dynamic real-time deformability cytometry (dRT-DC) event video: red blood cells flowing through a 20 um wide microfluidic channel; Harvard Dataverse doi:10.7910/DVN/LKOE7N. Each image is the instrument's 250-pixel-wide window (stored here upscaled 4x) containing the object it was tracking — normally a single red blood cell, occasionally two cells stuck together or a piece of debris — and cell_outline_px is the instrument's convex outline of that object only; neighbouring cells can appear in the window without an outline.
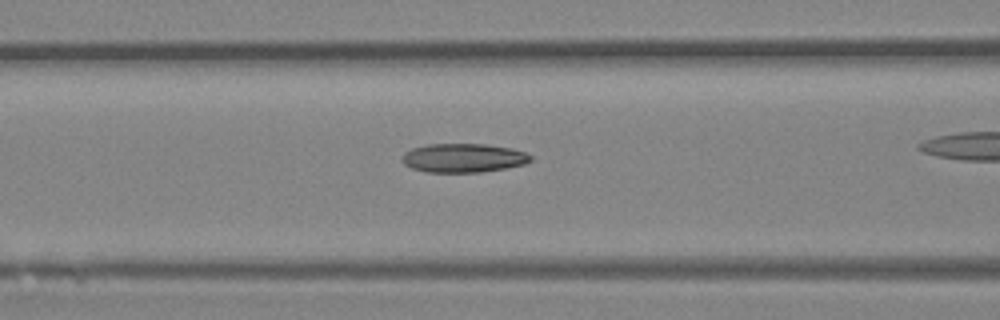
{"species": "Egyptian fruit bat (a non-hibernating species)", "species_latin": "Rousettus aegyptiacus", "temperature_condition": "room temperature", "stored_images_in_passage": 37, "camera_frame_rate_fps": 3000, "um_per_image_px": 0.085, "animal": {"sex": "female"}, "frame": {"image": 1, "passage_image": 19, "time_ms": 6.0, "image_size_px": [1000, 320], "cell_outline_px": [[532, 160], [524, 164], [504, 168], [480, 172], [424, 172], [412, 168], [404, 164], [400, 160], [400, 156], [404, 152], [412, 148], [428, 144], [484, 144], [512, 148], [524, 152], [532, 156]], "centroid_in_image_um": [39.34, 13.42], "position_along_channel_um": 127.3, "area_um2": 21.73}}
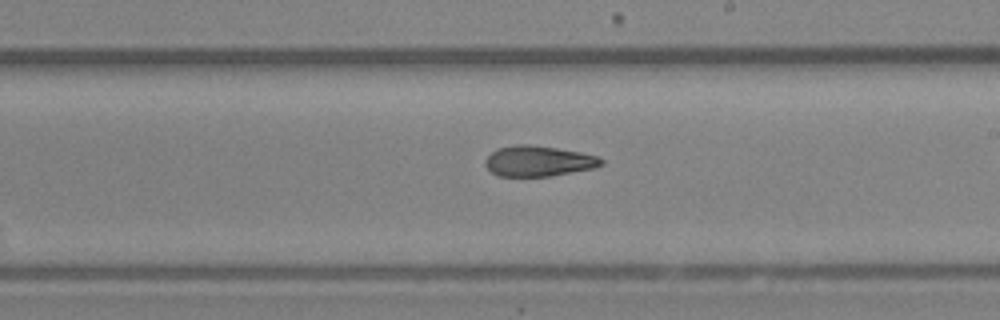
{"frame": {"image": 2, "passage_image": 27, "time_ms": 8.667, "image_size_px": [1000, 320], "cell_outline_px": [[604, 164], [596, 168], [548, 176], [496, 176], [484, 164], [484, 160], [496, 148], [516, 144], [528, 144], [556, 148], [580, 152], [596, 156], [604, 160]], "centroid_in_image_um": [45.76, 13.69], "position_along_channel_um": 243.2, "area_um2": 20.69}}
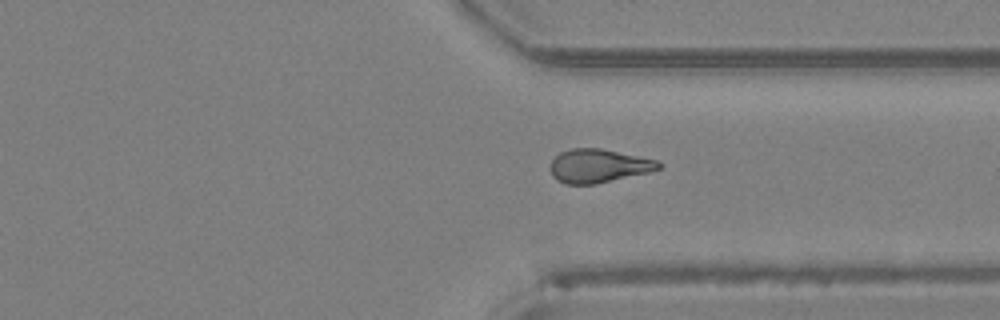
{"frame": {"image": 3, "passage_image": 35, "time_ms": 11.333, "image_size_px": [1000, 320], "cell_outline_px": [[660, 168], [648, 172], [596, 184], [564, 184], [556, 180], [552, 176], [552, 160], [560, 152], [572, 148], [600, 148], [656, 160], [660, 164]], "centroid_in_image_um": [50.83, 14.1], "position_along_channel_um": 360.6, "area_um2": 20.87}}